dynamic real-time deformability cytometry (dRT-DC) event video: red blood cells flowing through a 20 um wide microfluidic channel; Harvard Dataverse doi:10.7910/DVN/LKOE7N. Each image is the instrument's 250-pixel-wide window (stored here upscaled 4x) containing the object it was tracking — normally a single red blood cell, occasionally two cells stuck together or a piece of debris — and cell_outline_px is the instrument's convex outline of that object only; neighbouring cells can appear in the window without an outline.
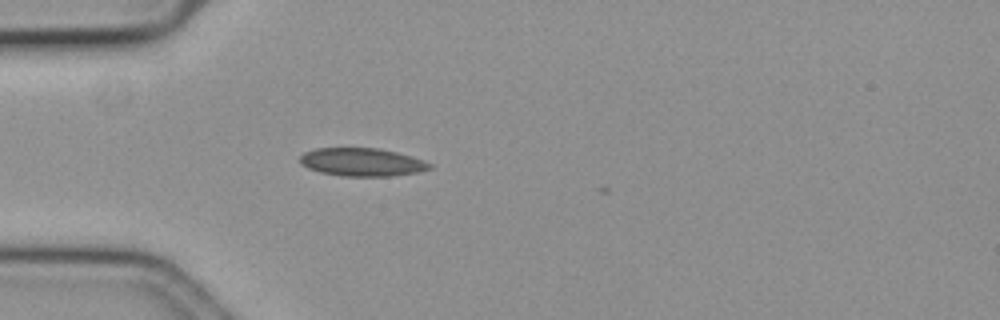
{"species": "common noctule bat (a hibernating species)", "species_latin": "Nyctalus noctula", "temperature_condition": "cold", "stored_images_in_passage": 14, "camera_frame_rate_fps": 3000, "um_per_image_px": 0.085, "animal": {"sex": "female", "body_mass_g": 19.3, "forearm_length_mm": 54.1}, "frame": {"image": 1, "passage_image": 2, "time_ms": 0.333, "image_size_px": [1000, 320], "cell_outline_px": [[432, 168], [416, 172], [392, 176], [340, 176], [320, 172], [308, 168], [300, 164], [300, 156], [304, 152], [316, 148], [376, 148], [396, 152], [432, 164]], "centroid_in_image_um": [30.7, 13.78], "position_along_channel_um": 54.3, "area_um2": 21.04}}
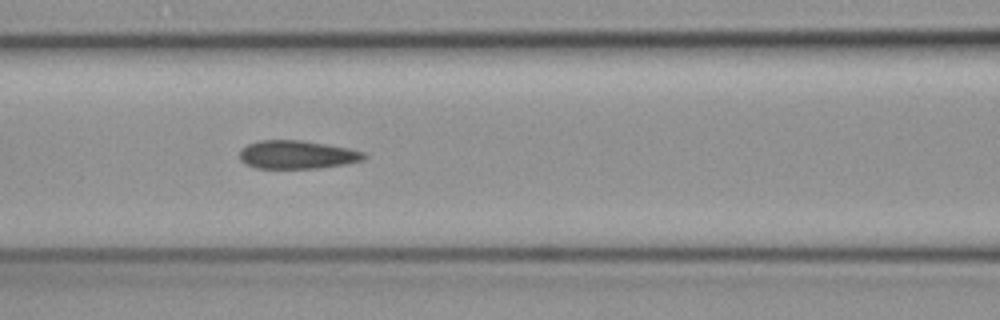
{"frame": {"image": 2, "passage_image": 10, "time_ms": 3.0, "image_size_px": [1000, 320], "cell_outline_px": [[368, 156], [364, 160], [348, 164], [320, 168], [256, 168], [244, 164], [240, 160], [240, 152], [248, 144], [260, 140], [300, 140], [348, 148], [364, 152]], "centroid_in_image_um": [25.28, 13.16], "position_along_channel_um": 141.3, "area_um2": 20.58}}
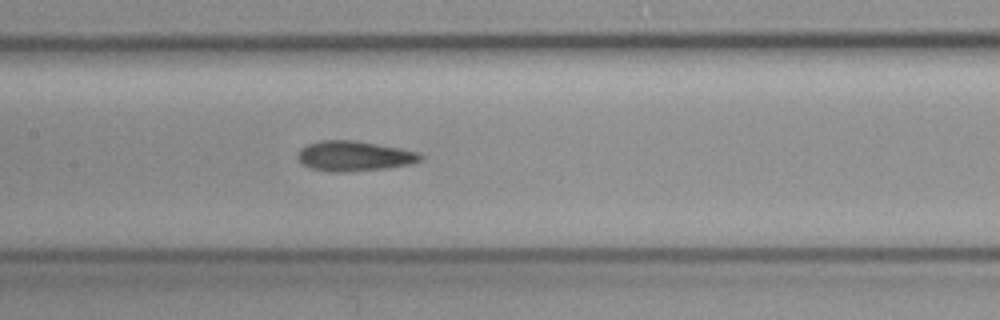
{"frame": {"image": 3, "passage_image": 13, "time_ms": 4.0, "image_size_px": [1000, 320], "cell_outline_px": [[424, 160], [412, 164], [384, 168], [344, 172], [332, 172], [312, 168], [300, 164], [296, 160], [296, 152], [300, 148], [308, 144], [320, 140], [352, 140], [400, 148], [416, 152], [424, 156]], "centroid_in_image_um": [30.06, 13.26], "position_along_channel_um": 177.3, "area_um2": 21.68}}